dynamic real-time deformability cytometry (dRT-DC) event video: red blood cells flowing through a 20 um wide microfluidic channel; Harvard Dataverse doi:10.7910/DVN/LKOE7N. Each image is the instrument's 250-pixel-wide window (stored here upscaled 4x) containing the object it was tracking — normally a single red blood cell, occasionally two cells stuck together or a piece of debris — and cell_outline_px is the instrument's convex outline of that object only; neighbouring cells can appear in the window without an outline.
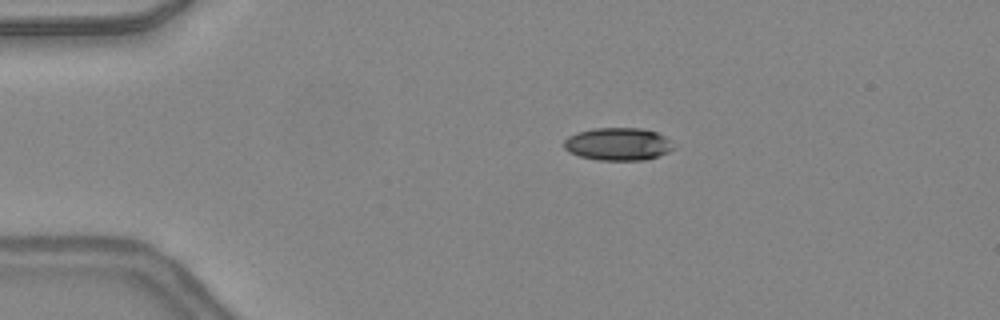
{"species": "common noctule bat (a hibernating species)", "species_latin": "Nyctalus noctula", "temperature_condition": "warm", "stored_images_in_passage": 40, "camera_frame_rate_fps": 3000, "um_per_image_px": 0.085, "animal": {"sex": "female", "body_mass_g": 24.6, "forearm_length_mm": 56.2}, "frame": {"image": 1, "passage_image": 3, "time_ms": 0.667, "image_size_px": [1000, 320], "cell_outline_px": [[676, 148], [668, 152], [644, 160], [596, 160], [580, 156], [568, 152], [564, 148], [564, 140], [568, 136], [576, 132], [592, 128], [640, 128], [656, 132], [664, 136]], "centroid_in_image_um": [52.49, 12.24], "position_along_channel_um": 32.5, "area_um2": 20.92}}
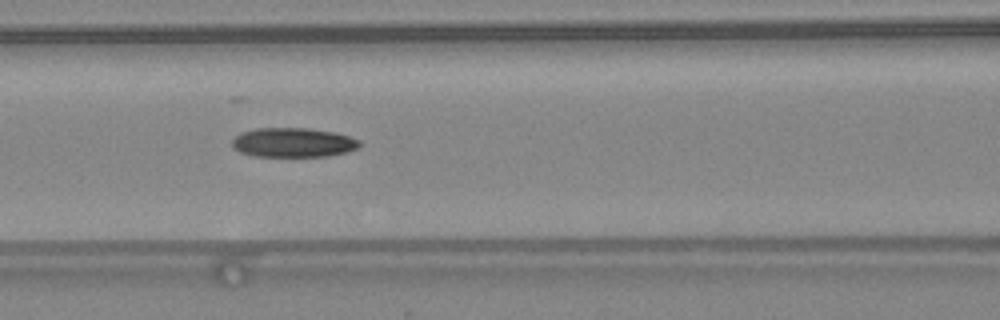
{"frame": {"image": 2, "passage_image": 14, "time_ms": 4.333, "image_size_px": [1000, 320], "cell_outline_px": [[360, 148], [348, 152], [328, 156], [256, 156], [240, 152], [232, 148], [232, 140], [240, 132], [256, 128], [308, 128], [336, 132], [360, 140]], "centroid_in_image_um": [24.93, 12.11], "position_along_channel_um": 141.7, "area_um2": 22.02}}
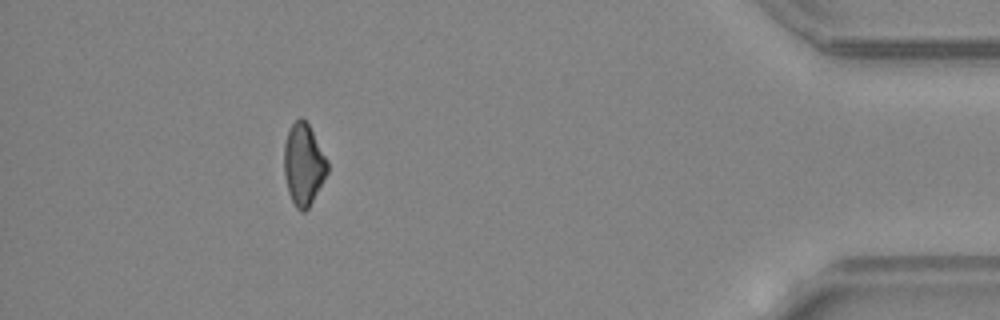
{"frame": {"image": 3, "passage_image": 36, "time_ms": 11.667, "image_size_px": [1000, 320], "cell_outline_px": [[328, 172], [308, 208], [304, 212], [300, 212], [296, 208], [288, 192], [284, 176], [284, 144], [288, 132], [292, 124], [300, 116], [308, 124], [328, 160]], "centroid_in_image_um": [25.79, 13.99], "position_along_channel_um": 409.4, "area_um2": 20.52}, "authors_computed_cell_mechanics": {"area_um2": 21.7039, "velocity_mm_per_s": 4.4137, "shape_relaxation_time_tau1_ms": null, "shape_relaxation_time_tau2_ms": 5.7001, "deformation_change_tau1": null, "deformation_change_tau2": 0.1485}}